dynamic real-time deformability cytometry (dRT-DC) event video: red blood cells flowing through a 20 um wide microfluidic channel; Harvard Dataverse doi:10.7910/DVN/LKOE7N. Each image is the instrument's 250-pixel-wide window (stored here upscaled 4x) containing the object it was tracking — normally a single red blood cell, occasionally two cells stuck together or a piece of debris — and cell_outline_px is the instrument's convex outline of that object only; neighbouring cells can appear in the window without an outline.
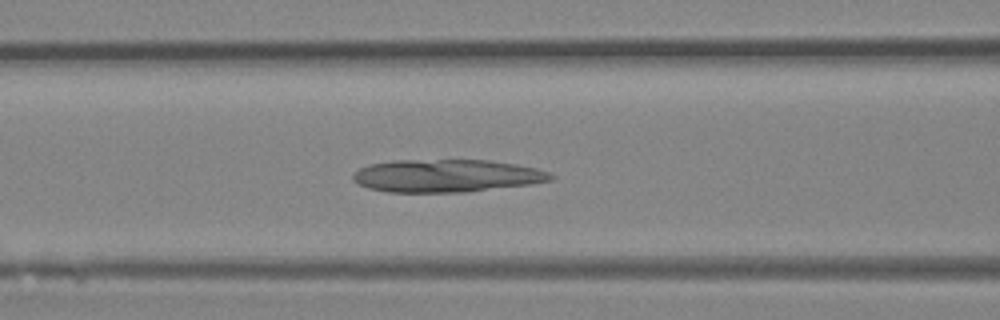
{"species": "Egyptian fruit bat (a non-hibernating species)", "species_latin": "Rousettus aegyptiacus", "temperature_condition": "room temperature", "stored_images_in_passage": 44, "camera_frame_rate_fps": 3000, "um_per_image_px": 0.085, "animal": {"sex": "female"}, "frame": {"image": 1, "passage_image": 18, "time_ms": 5.667, "image_size_px": [1000, 320], "cell_outline_px": [[556, 176], [552, 180], [532, 184], [468, 192], [388, 192], [368, 188], [352, 180], [352, 172], [368, 164], [392, 160], [488, 160], [516, 164], [536, 168], [548, 172]], "centroid_in_image_um": [37.95, 14.94], "position_along_channel_um": 128.7, "area_um2": 38.03}}
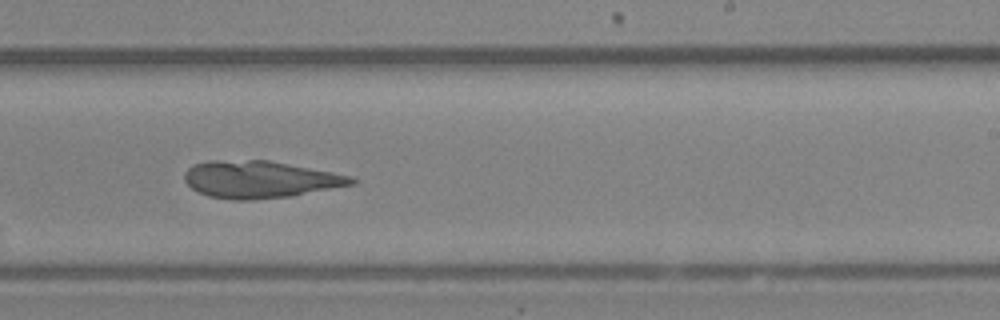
{"frame": {"image": 2, "passage_image": 27, "time_ms": 8.667, "image_size_px": [1000, 320], "cell_outline_px": [[360, 180], [356, 184], [292, 196], [252, 200], [232, 200], [208, 196], [192, 188], [184, 180], [184, 172], [192, 164], [208, 160], [268, 160], [332, 172], [348, 176]], "centroid_in_image_um": [22.08, 15.25], "position_along_channel_um": 266.9, "area_um2": 36.3}}
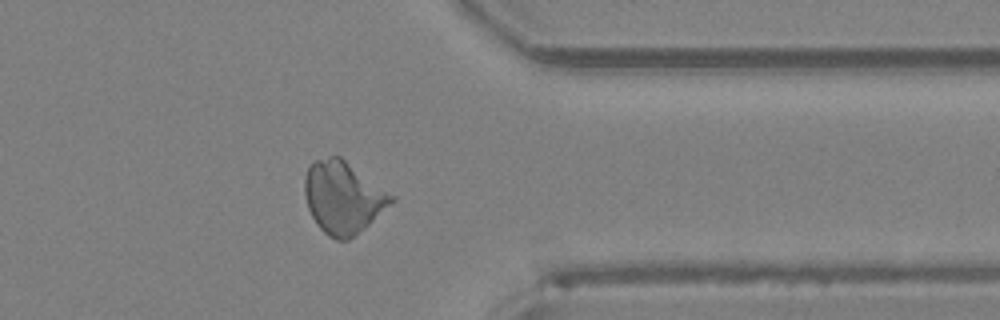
{"frame": {"image": 3, "passage_image": 35, "time_ms": 11.333, "image_size_px": [1000, 320], "cell_outline_px": [[396, 200], [364, 228], [348, 240], [336, 240], [328, 236], [316, 224], [308, 208], [304, 192], [304, 180], [308, 168], [312, 160], [328, 156], [340, 156], [396, 196]], "centroid_in_image_um": [29.16, 16.76], "position_along_channel_um": 382.2, "area_um2": 36.53}}